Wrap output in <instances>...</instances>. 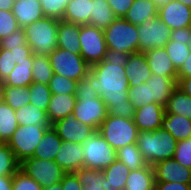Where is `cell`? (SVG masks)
Masks as SVG:
<instances>
[{
    "label": "cell",
    "instance_id": "6da1fadb",
    "mask_svg": "<svg viewBox=\"0 0 191 190\" xmlns=\"http://www.w3.org/2000/svg\"><path fill=\"white\" fill-rule=\"evenodd\" d=\"M129 54L107 49L105 58L90 66L91 85L105 102L108 114L133 119L135 108L128 101L129 84L124 66Z\"/></svg>",
    "mask_w": 191,
    "mask_h": 190
},
{
    "label": "cell",
    "instance_id": "7a4b0ae2",
    "mask_svg": "<svg viewBox=\"0 0 191 190\" xmlns=\"http://www.w3.org/2000/svg\"><path fill=\"white\" fill-rule=\"evenodd\" d=\"M177 140L162 128L139 131L137 146L147 164H154L174 157Z\"/></svg>",
    "mask_w": 191,
    "mask_h": 190
},
{
    "label": "cell",
    "instance_id": "3957f363",
    "mask_svg": "<svg viewBox=\"0 0 191 190\" xmlns=\"http://www.w3.org/2000/svg\"><path fill=\"white\" fill-rule=\"evenodd\" d=\"M58 27V19L43 17L23 28L33 54L49 55L57 48Z\"/></svg>",
    "mask_w": 191,
    "mask_h": 190
},
{
    "label": "cell",
    "instance_id": "277c9868",
    "mask_svg": "<svg viewBox=\"0 0 191 190\" xmlns=\"http://www.w3.org/2000/svg\"><path fill=\"white\" fill-rule=\"evenodd\" d=\"M98 132L116 151L126 145L137 143L139 131L133 119L108 114Z\"/></svg>",
    "mask_w": 191,
    "mask_h": 190
},
{
    "label": "cell",
    "instance_id": "5b68a950",
    "mask_svg": "<svg viewBox=\"0 0 191 190\" xmlns=\"http://www.w3.org/2000/svg\"><path fill=\"white\" fill-rule=\"evenodd\" d=\"M107 49L133 54L139 52L137 26L124 18H116L103 30Z\"/></svg>",
    "mask_w": 191,
    "mask_h": 190
},
{
    "label": "cell",
    "instance_id": "8992f818",
    "mask_svg": "<svg viewBox=\"0 0 191 190\" xmlns=\"http://www.w3.org/2000/svg\"><path fill=\"white\" fill-rule=\"evenodd\" d=\"M49 127H51V125L18 126L7 144L20 163L26 158L33 157L38 143Z\"/></svg>",
    "mask_w": 191,
    "mask_h": 190
},
{
    "label": "cell",
    "instance_id": "52a82bcc",
    "mask_svg": "<svg viewBox=\"0 0 191 190\" xmlns=\"http://www.w3.org/2000/svg\"><path fill=\"white\" fill-rule=\"evenodd\" d=\"M84 153V167L89 169H106L116 158V151L96 131L82 143Z\"/></svg>",
    "mask_w": 191,
    "mask_h": 190
},
{
    "label": "cell",
    "instance_id": "ba28073f",
    "mask_svg": "<svg viewBox=\"0 0 191 190\" xmlns=\"http://www.w3.org/2000/svg\"><path fill=\"white\" fill-rule=\"evenodd\" d=\"M48 56L53 72L68 79L79 81L90 72V65L81 54H74L57 47Z\"/></svg>",
    "mask_w": 191,
    "mask_h": 190
},
{
    "label": "cell",
    "instance_id": "9c48e42d",
    "mask_svg": "<svg viewBox=\"0 0 191 190\" xmlns=\"http://www.w3.org/2000/svg\"><path fill=\"white\" fill-rule=\"evenodd\" d=\"M20 170L33 178L42 188L61 182L66 173L54 161L39 158H26L20 163Z\"/></svg>",
    "mask_w": 191,
    "mask_h": 190
},
{
    "label": "cell",
    "instance_id": "30bf717a",
    "mask_svg": "<svg viewBox=\"0 0 191 190\" xmlns=\"http://www.w3.org/2000/svg\"><path fill=\"white\" fill-rule=\"evenodd\" d=\"M79 39L80 54L90 66L105 58L107 46L102 29L89 24L80 25Z\"/></svg>",
    "mask_w": 191,
    "mask_h": 190
},
{
    "label": "cell",
    "instance_id": "8fae6325",
    "mask_svg": "<svg viewBox=\"0 0 191 190\" xmlns=\"http://www.w3.org/2000/svg\"><path fill=\"white\" fill-rule=\"evenodd\" d=\"M139 52L161 48L170 40L171 29L157 16L137 26Z\"/></svg>",
    "mask_w": 191,
    "mask_h": 190
},
{
    "label": "cell",
    "instance_id": "7c38bea8",
    "mask_svg": "<svg viewBox=\"0 0 191 190\" xmlns=\"http://www.w3.org/2000/svg\"><path fill=\"white\" fill-rule=\"evenodd\" d=\"M76 99L73 111L75 118L98 131L108 115L105 102L99 96L76 97Z\"/></svg>",
    "mask_w": 191,
    "mask_h": 190
},
{
    "label": "cell",
    "instance_id": "4fadbf2b",
    "mask_svg": "<svg viewBox=\"0 0 191 190\" xmlns=\"http://www.w3.org/2000/svg\"><path fill=\"white\" fill-rule=\"evenodd\" d=\"M57 132L58 136L64 142H73L82 144L88 139L96 130L84 123H80L73 113L67 117L60 119L51 125Z\"/></svg>",
    "mask_w": 191,
    "mask_h": 190
},
{
    "label": "cell",
    "instance_id": "5bb4252c",
    "mask_svg": "<svg viewBox=\"0 0 191 190\" xmlns=\"http://www.w3.org/2000/svg\"><path fill=\"white\" fill-rule=\"evenodd\" d=\"M157 16L171 30L191 27V8L176 0L158 7Z\"/></svg>",
    "mask_w": 191,
    "mask_h": 190
},
{
    "label": "cell",
    "instance_id": "9a60e30c",
    "mask_svg": "<svg viewBox=\"0 0 191 190\" xmlns=\"http://www.w3.org/2000/svg\"><path fill=\"white\" fill-rule=\"evenodd\" d=\"M155 182H174L191 185V169L174 158L160 161L153 166Z\"/></svg>",
    "mask_w": 191,
    "mask_h": 190
},
{
    "label": "cell",
    "instance_id": "2e32d148",
    "mask_svg": "<svg viewBox=\"0 0 191 190\" xmlns=\"http://www.w3.org/2000/svg\"><path fill=\"white\" fill-rule=\"evenodd\" d=\"M54 161L66 173L76 172L84 167V153L82 144L62 141L61 147Z\"/></svg>",
    "mask_w": 191,
    "mask_h": 190
},
{
    "label": "cell",
    "instance_id": "e0dca14e",
    "mask_svg": "<svg viewBox=\"0 0 191 190\" xmlns=\"http://www.w3.org/2000/svg\"><path fill=\"white\" fill-rule=\"evenodd\" d=\"M164 114L165 108L153 102L136 109L133 120L138 131H153L161 128Z\"/></svg>",
    "mask_w": 191,
    "mask_h": 190
},
{
    "label": "cell",
    "instance_id": "ac0fdd59",
    "mask_svg": "<svg viewBox=\"0 0 191 190\" xmlns=\"http://www.w3.org/2000/svg\"><path fill=\"white\" fill-rule=\"evenodd\" d=\"M124 68L129 88L145 83V81L152 75L146 56L143 52L130 54Z\"/></svg>",
    "mask_w": 191,
    "mask_h": 190
},
{
    "label": "cell",
    "instance_id": "d6986e66",
    "mask_svg": "<svg viewBox=\"0 0 191 190\" xmlns=\"http://www.w3.org/2000/svg\"><path fill=\"white\" fill-rule=\"evenodd\" d=\"M145 83L149 87L150 100L165 108L173 90L177 87V78L152 74Z\"/></svg>",
    "mask_w": 191,
    "mask_h": 190
},
{
    "label": "cell",
    "instance_id": "ffe728a7",
    "mask_svg": "<svg viewBox=\"0 0 191 190\" xmlns=\"http://www.w3.org/2000/svg\"><path fill=\"white\" fill-rule=\"evenodd\" d=\"M12 13L21 28L44 17L40 0H16L13 3Z\"/></svg>",
    "mask_w": 191,
    "mask_h": 190
},
{
    "label": "cell",
    "instance_id": "44dd1931",
    "mask_svg": "<svg viewBox=\"0 0 191 190\" xmlns=\"http://www.w3.org/2000/svg\"><path fill=\"white\" fill-rule=\"evenodd\" d=\"M144 54L152 74L177 78V69L170 60L164 47L148 50Z\"/></svg>",
    "mask_w": 191,
    "mask_h": 190
},
{
    "label": "cell",
    "instance_id": "7402d4cb",
    "mask_svg": "<svg viewBox=\"0 0 191 190\" xmlns=\"http://www.w3.org/2000/svg\"><path fill=\"white\" fill-rule=\"evenodd\" d=\"M76 94H52L46 111L50 125L73 113Z\"/></svg>",
    "mask_w": 191,
    "mask_h": 190
},
{
    "label": "cell",
    "instance_id": "603a6c76",
    "mask_svg": "<svg viewBox=\"0 0 191 190\" xmlns=\"http://www.w3.org/2000/svg\"><path fill=\"white\" fill-rule=\"evenodd\" d=\"M80 24L59 20L57 32V47L80 54Z\"/></svg>",
    "mask_w": 191,
    "mask_h": 190
},
{
    "label": "cell",
    "instance_id": "cb8c5ba5",
    "mask_svg": "<svg viewBox=\"0 0 191 190\" xmlns=\"http://www.w3.org/2000/svg\"><path fill=\"white\" fill-rule=\"evenodd\" d=\"M104 174V190H125V185L130 173L128 167L116 159L106 169L102 170Z\"/></svg>",
    "mask_w": 191,
    "mask_h": 190
},
{
    "label": "cell",
    "instance_id": "d4e9b609",
    "mask_svg": "<svg viewBox=\"0 0 191 190\" xmlns=\"http://www.w3.org/2000/svg\"><path fill=\"white\" fill-rule=\"evenodd\" d=\"M161 128L168 131L177 141L191 137V120L185 116L165 113Z\"/></svg>",
    "mask_w": 191,
    "mask_h": 190
},
{
    "label": "cell",
    "instance_id": "484cf974",
    "mask_svg": "<svg viewBox=\"0 0 191 190\" xmlns=\"http://www.w3.org/2000/svg\"><path fill=\"white\" fill-rule=\"evenodd\" d=\"M61 144L62 139L51 126L43 134L41 141L34 151L33 158L45 159L47 161L54 160Z\"/></svg>",
    "mask_w": 191,
    "mask_h": 190
},
{
    "label": "cell",
    "instance_id": "4316f807",
    "mask_svg": "<svg viewBox=\"0 0 191 190\" xmlns=\"http://www.w3.org/2000/svg\"><path fill=\"white\" fill-rule=\"evenodd\" d=\"M157 12L158 7L152 0H135L124 19L139 26L146 20L157 17Z\"/></svg>",
    "mask_w": 191,
    "mask_h": 190
},
{
    "label": "cell",
    "instance_id": "83f0119b",
    "mask_svg": "<svg viewBox=\"0 0 191 190\" xmlns=\"http://www.w3.org/2000/svg\"><path fill=\"white\" fill-rule=\"evenodd\" d=\"M92 0H70L67 3L62 20L74 24H88L91 15Z\"/></svg>",
    "mask_w": 191,
    "mask_h": 190
},
{
    "label": "cell",
    "instance_id": "f1b7e54d",
    "mask_svg": "<svg viewBox=\"0 0 191 190\" xmlns=\"http://www.w3.org/2000/svg\"><path fill=\"white\" fill-rule=\"evenodd\" d=\"M155 177L153 167L147 165L129 173L125 190H154Z\"/></svg>",
    "mask_w": 191,
    "mask_h": 190
},
{
    "label": "cell",
    "instance_id": "f546056e",
    "mask_svg": "<svg viewBox=\"0 0 191 190\" xmlns=\"http://www.w3.org/2000/svg\"><path fill=\"white\" fill-rule=\"evenodd\" d=\"M89 25L106 29L117 17L114 15L107 0H92Z\"/></svg>",
    "mask_w": 191,
    "mask_h": 190
},
{
    "label": "cell",
    "instance_id": "4dcf8cb0",
    "mask_svg": "<svg viewBox=\"0 0 191 190\" xmlns=\"http://www.w3.org/2000/svg\"><path fill=\"white\" fill-rule=\"evenodd\" d=\"M32 67L33 54L28 58V62H21L20 64H16L12 72L3 82L4 85H9L12 87H28L33 83Z\"/></svg>",
    "mask_w": 191,
    "mask_h": 190
},
{
    "label": "cell",
    "instance_id": "1f68e13d",
    "mask_svg": "<svg viewBox=\"0 0 191 190\" xmlns=\"http://www.w3.org/2000/svg\"><path fill=\"white\" fill-rule=\"evenodd\" d=\"M18 125H50L45 110L27 104L15 110Z\"/></svg>",
    "mask_w": 191,
    "mask_h": 190
},
{
    "label": "cell",
    "instance_id": "d6a6232c",
    "mask_svg": "<svg viewBox=\"0 0 191 190\" xmlns=\"http://www.w3.org/2000/svg\"><path fill=\"white\" fill-rule=\"evenodd\" d=\"M165 113H173L191 120V97L176 87L165 107Z\"/></svg>",
    "mask_w": 191,
    "mask_h": 190
},
{
    "label": "cell",
    "instance_id": "836d02e7",
    "mask_svg": "<svg viewBox=\"0 0 191 190\" xmlns=\"http://www.w3.org/2000/svg\"><path fill=\"white\" fill-rule=\"evenodd\" d=\"M15 110L4 101L0 103V143H7L18 128Z\"/></svg>",
    "mask_w": 191,
    "mask_h": 190
},
{
    "label": "cell",
    "instance_id": "e575fe53",
    "mask_svg": "<svg viewBox=\"0 0 191 190\" xmlns=\"http://www.w3.org/2000/svg\"><path fill=\"white\" fill-rule=\"evenodd\" d=\"M116 158L124 163L130 171L147 166L143 154L138 149L137 143L126 145L116 150Z\"/></svg>",
    "mask_w": 191,
    "mask_h": 190
},
{
    "label": "cell",
    "instance_id": "d590c367",
    "mask_svg": "<svg viewBox=\"0 0 191 190\" xmlns=\"http://www.w3.org/2000/svg\"><path fill=\"white\" fill-rule=\"evenodd\" d=\"M54 75L48 55L33 54L32 77L33 82L48 85Z\"/></svg>",
    "mask_w": 191,
    "mask_h": 190
},
{
    "label": "cell",
    "instance_id": "8d00e7d4",
    "mask_svg": "<svg viewBox=\"0 0 191 190\" xmlns=\"http://www.w3.org/2000/svg\"><path fill=\"white\" fill-rule=\"evenodd\" d=\"M29 97L30 91L28 87L4 85L3 101L14 110L29 104Z\"/></svg>",
    "mask_w": 191,
    "mask_h": 190
},
{
    "label": "cell",
    "instance_id": "74e56055",
    "mask_svg": "<svg viewBox=\"0 0 191 190\" xmlns=\"http://www.w3.org/2000/svg\"><path fill=\"white\" fill-rule=\"evenodd\" d=\"M76 175L83 186V190H104L102 184L104 183V174L98 169L80 168Z\"/></svg>",
    "mask_w": 191,
    "mask_h": 190
},
{
    "label": "cell",
    "instance_id": "f35d334b",
    "mask_svg": "<svg viewBox=\"0 0 191 190\" xmlns=\"http://www.w3.org/2000/svg\"><path fill=\"white\" fill-rule=\"evenodd\" d=\"M20 170V162L7 143H0V176H13Z\"/></svg>",
    "mask_w": 191,
    "mask_h": 190
},
{
    "label": "cell",
    "instance_id": "ab89813d",
    "mask_svg": "<svg viewBox=\"0 0 191 190\" xmlns=\"http://www.w3.org/2000/svg\"><path fill=\"white\" fill-rule=\"evenodd\" d=\"M166 53L178 70L190 54V47L185 41L169 40L164 46Z\"/></svg>",
    "mask_w": 191,
    "mask_h": 190
},
{
    "label": "cell",
    "instance_id": "60d3db41",
    "mask_svg": "<svg viewBox=\"0 0 191 190\" xmlns=\"http://www.w3.org/2000/svg\"><path fill=\"white\" fill-rule=\"evenodd\" d=\"M28 89L30 91L29 104L47 111L52 95L48 85L33 82L28 86Z\"/></svg>",
    "mask_w": 191,
    "mask_h": 190
},
{
    "label": "cell",
    "instance_id": "b9f144b4",
    "mask_svg": "<svg viewBox=\"0 0 191 190\" xmlns=\"http://www.w3.org/2000/svg\"><path fill=\"white\" fill-rule=\"evenodd\" d=\"M48 87L52 94H76L77 81L54 73Z\"/></svg>",
    "mask_w": 191,
    "mask_h": 190
},
{
    "label": "cell",
    "instance_id": "7bdbcfd3",
    "mask_svg": "<svg viewBox=\"0 0 191 190\" xmlns=\"http://www.w3.org/2000/svg\"><path fill=\"white\" fill-rule=\"evenodd\" d=\"M128 101L133 104L135 109L140 108L142 105L153 103V100H150V92L147 84L142 83L129 88Z\"/></svg>",
    "mask_w": 191,
    "mask_h": 190
},
{
    "label": "cell",
    "instance_id": "ee69618b",
    "mask_svg": "<svg viewBox=\"0 0 191 190\" xmlns=\"http://www.w3.org/2000/svg\"><path fill=\"white\" fill-rule=\"evenodd\" d=\"M70 0H40L44 17L62 20Z\"/></svg>",
    "mask_w": 191,
    "mask_h": 190
},
{
    "label": "cell",
    "instance_id": "f6af8a7d",
    "mask_svg": "<svg viewBox=\"0 0 191 190\" xmlns=\"http://www.w3.org/2000/svg\"><path fill=\"white\" fill-rule=\"evenodd\" d=\"M20 28L12 10H0V39Z\"/></svg>",
    "mask_w": 191,
    "mask_h": 190
},
{
    "label": "cell",
    "instance_id": "bcb514c9",
    "mask_svg": "<svg viewBox=\"0 0 191 190\" xmlns=\"http://www.w3.org/2000/svg\"><path fill=\"white\" fill-rule=\"evenodd\" d=\"M173 158L179 164L191 169V137L177 142Z\"/></svg>",
    "mask_w": 191,
    "mask_h": 190
},
{
    "label": "cell",
    "instance_id": "7dc6e473",
    "mask_svg": "<svg viewBox=\"0 0 191 190\" xmlns=\"http://www.w3.org/2000/svg\"><path fill=\"white\" fill-rule=\"evenodd\" d=\"M12 190H42L43 188L31 177L19 170L13 175Z\"/></svg>",
    "mask_w": 191,
    "mask_h": 190
},
{
    "label": "cell",
    "instance_id": "c3c4849f",
    "mask_svg": "<svg viewBox=\"0 0 191 190\" xmlns=\"http://www.w3.org/2000/svg\"><path fill=\"white\" fill-rule=\"evenodd\" d=\"M27 45L26 35L23 28H18L7 37L0 39V48L12 49Z\"/></svg>",
    "mask_w": 191,
    "mask_h": 190
},
{
    "label": "cell",
    "instance_id": "681fc988",
    "mask_svg": "<svg viewBox=\"0 0 191 190\" xmlns=\"http://www.w3.org/2000/svg\"><path fill=\"white\" fill-rule=\"evenodd\" d=\"M16 64L17 63L13 57V51L0 48V81H5Z\"/></svg>",
    "mask_w": 191,
    "mask_h": 190
},
{
    "label": "cell",
    "instance_id": "f907efd6",
    "mask_svg": "<svg viewBox=\"0 0 191 190\" xmlns=\"http://www.w3.org/2000/svg\"><path fill=\"white\" fill-rule=\"evenodd\" d=\"M88 96H98L95 89L91 85V71L81 80L77 81L76 87V97H88Z\"/></svg>",
    "mask_w": 191,
    "mask_h": 190
},
{
    "label": "cell",
    "instance_id": "816d5d0a",
    "mask_svg": "<svg viewBox=\"0 0 191 190\" xmlns=\"http://www.w3.org/2000/svg\"><path fill=\"white\" fill-rule=\"evenodd\" d=\"M134 1L135 0H107L117 18H124Z\"/></svg>",
    "mask_w": 191,
    "mask_h": 190
},
{
    "label": "cell",
    "instance_id": "f5cc1de1",
    "mask_svg": "<svg viewBox=\"0 0 191 190\" xmlns=\"http://www.w3.org/2000/svg\"><path fill=\"white\" fill-rule=\"evenodd\" d=\"M60 183L63 190H83L75 172L65 173Z\"/></svg>",
    "mask_w": 191,
    "mask_h": 190
},
{
    "label": "cell",
    "instance_id": "db71d44e",
    "mask_svg": "<svg viewBox=\"0 0 191 190\" xmlns=\"http://www.w3.org/2000/svg\"><path fill=\"white\" fill-rule=\"evenodd\" d=\"M10 51H13V57L17 64L28 62V58L33 54L28 44L19 48H12Z\"/></svg>",
    "mask_w": 191,
    "mask_h": 190
},
{
    "label": "cell",
    "instance_id": "11a10c76",
    "mask_svg": "<svg viewBox=\"0 0 191 190\" xmlns=\"http://www.w3.org/2000/svg\"><path fill=\"white\" fill-rule=\"evenodd\" d=\"M154 190H191V185L174 182H155Z\"/></svg>",
    "mask_w": 191,
    "mask_h": 190
},
{
    "label": "cell",
    "instance_id": "9f6ffc18",
    "mask_svg": "<svg viewBox=\"0 0 191 190\" xmlns=\"http://www.w3.org/2000/svg\"><path fill=\"white\" fill-rule=\"evenodd\" d=\"M191 36V27L171 30L170 39L176 41H185L188 44Z\"/></svg>",
    "mask_w": 191,
    "mask_h": 190
},
{
    "label": "cell",
    "instance_id": "6f0895ef",
    "mask_svg": "<svg viewBox=\"0 0 191 190\" xmlns=\"http://www.w3.org/2000/svg\"><path fill=\"white\" fill-rule=\"evenodd\" d=\"M191 77V51L187 59L184 61V63L180 66V68L177 70V82L181 78Z\"/></svg>",
    "mask_w": 191,
    "mask_h": 190
},
{
    "label": "cell",
    "instance_id": "680465c9",
    "mask_svg": "<svg viewBox=\"0 0 191 190\" xmlns=\"http://www.w3.org/2000/svg\"><path fill=\"white\" fill-rule=\"evenodd\" d=\"M177 87L191 97V77L181 78L177 82Z\"/></svg>",
    "mask_w": 191,
    "mask_h": 190
},
{
    "label": "cell",
    "instance_id": "91938a15",
    "mask_svg": "<svg viewBox=\"0 0 191 190\" xmlns=\"http://www.w3.org/2000/svg\"><path fill=\"white\" fill-rule=\"evenodd\" d=\"M13 176H0V190H12Z\"/></svg>",
    "mask_w": 191,
    "mask_h": 190
},
{
    "label": "cell",
    "instance_id": "94428289",
    "mask_svg": "<svg viewBox=\"0 0 191 190\" xmlns=\"http://www.w3.org/2000/svg\"><path fill=\"white\" fill-rule=\"evenodd\" d=\"M14 0H0V10H12Z\"/></svg>",
    "mask_w": 191,
    "mask_h": 190
},
{
    "label": "cell",
    "instance_id": "6125c7cd",
    "mask_svg": "<svg viewBox=\"0 0 191 190\" xmlns=\"http://www.w3.org/2000/svg\"><path fill=\"white\" fill-rule=\"evenodd\" d=\"M42 190H63V189H62L61 183L59 182V183H56L52 186H48L46 188H43Z\"/></svg>",
    "mask_w": 191,
    "mask_h": 190
},
{
    "label": "cell",
    "instance_id": "be15d7a7",
    "mask_svg": "<svg viewBox=\"0 0 191 190\" xmlns=\"http://www.w3.org/2000/svg\"><path fill=\"white\" fill-rule=\"evenodd\" d=\"M152 1L155 3V5L157 7H160L162 5H165L166 3H168L171 0H152Z\"/></svg>",
    "mask_w": 191,
    "mask_h": 190
},
{
    "label": "cell",
    "instance_id": "e7e4bbea",
    "mask_svg": "<svg viewBox=\"0 0 191 190\" xmlns=\"http://www.w3.org/2000/svg\"><path fill=\"white\" fill-rule=\"evenodd\" d=\"M4 83L0 81V103L3 102Z\"/></svg>",
    "mask_w": 191,
    "mask_h": 190
},
{
    "label": "cell",
    "instance_id": "03108f58",
    "mask_svg": "<svg viewBox=\"0 0 191 190\" xmlns=\"http://www.w3.org/2000/svg\"><path fill=\"white\" fill-rule=\"evenodd\" d=\"M191 8V0H176Z\"/></svg>",
    "mask_w": 191,
    "mask_h": 190
},
{
    "label": "cell",
    "instance_id": "003e7915",
    "mask_svg": "<svg viewBox=\"0 0 191 190\" xmlns=\"http://www.w3.org/2000/svg\"><path fill=\"white\" fill-rule=\"evenodd\" d=\"M188 45H189V47H190V50H191V36H190V38H189V42H188Z\"/></svg>",
    "mask_w": 191,
    "mask_h": 190
}]
</instances>
